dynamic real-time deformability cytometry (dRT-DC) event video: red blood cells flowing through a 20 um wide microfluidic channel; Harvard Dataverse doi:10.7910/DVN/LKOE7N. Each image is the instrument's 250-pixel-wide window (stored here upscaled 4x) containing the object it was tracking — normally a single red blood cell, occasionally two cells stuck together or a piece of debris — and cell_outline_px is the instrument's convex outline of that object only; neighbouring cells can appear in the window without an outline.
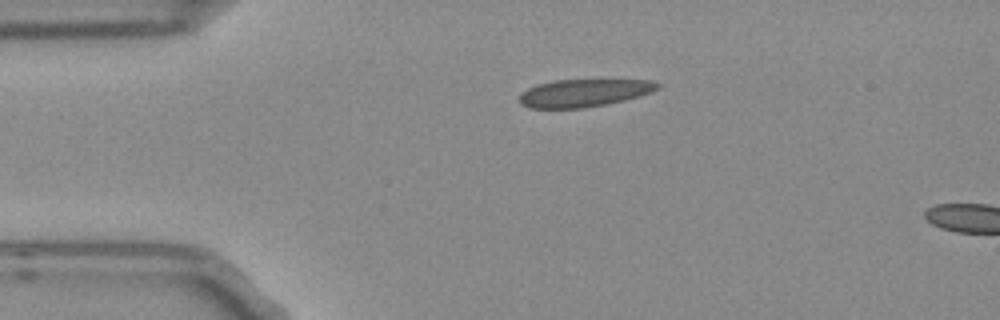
{"species": "Egyptian fruit bat (a non-hibernating species)", "species_latin": "Rousettus aegyptiacus", "temperature_condition": "room temperature", "stored_images_in_passage": 2, "camera_frame_rate_fps": 3000, "um_per_image_px": 0.085, "frame": {"image": 1, "passage_image": 1, "time_ms": 0.0, "image_size_px": [1000, 320], "cell_outline_px": [[664, 84], [660, 88], [640, 96], [624, 100], [584, 108], [528, 108], [520, 104], [520, 96], [528, 88], [536, 84], [552, 80], [652, 80]], "centroid_in_image_um": [49.66, 7.89], "position_along_channel_um": 35.3, "area_um2": 22.31}}